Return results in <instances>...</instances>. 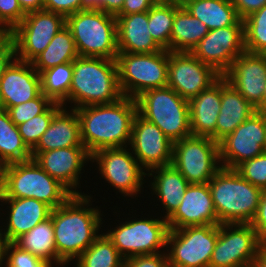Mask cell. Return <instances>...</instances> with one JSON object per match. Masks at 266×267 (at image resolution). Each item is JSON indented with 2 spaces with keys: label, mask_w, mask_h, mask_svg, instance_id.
I'll list each match as a JSON object with an SVG mask.
<instances>
[{
  "label": "cell",
  "mask_w": 266,
  "mask_h": 267,
  "mask_svg": "<svg viewBox=\"0 0 266 267\" xmlns=\"http://www.w3.org/2000/svg\"><path fill=\"white\" fill-rule=\"evenodd\" d=\"M76 112L81 142L90 155L130 143L133 121L138 113L136 99L123 96L114 103L83 106Z\"/></svg>",
  "instance_id": "1"
},
{
  "label": "cell",
  "mask_w": 266,
  "mask_h": 267,
  "mask_svg": "<svg viewBox=\"0 0 266 267\" xmlns=\"http://www.w3.org/2000/svg\"><path fill=\"white\" fill-rule=\"evenodd\" d=\"M90 199L85 194L72 195L51 211L59 265L77 259L99 236L102 218L99 209L88 208Z\"/></svg>",
  "instance_id": "2"
},
{
  "label": "cell",
  "mask_w": 266,
  "mask_h": 267,
  "mask_svg": "<svg viewBox=\"0 0 266 267\" xmlns=\"http://www.w3.org/2000/svg\"><path fill=\"white\" fill-rule=\"evenodd\" d=\"M121 97L116 59L78 56L73 61L69 90V102L75 105L73 109L111 104Z\"/></svg>",
  "instance_id": "3"
},
{
  "label": "cell",
  "mask_w": 266,
  "mask_h": 267,
  "mask_svg": "<svg viewBox=\"0 0 266 267\" xmlns=\"http://www.w3.org/2000/svg\"><path fill=\"white\" fill-rule=\"evenodd\" d=\"M220 224L251 223L262 189L245 180L235 169L221 167L208 182Z\"/></svg>",
  "instance_id": "4"
},
{
  "label": "cell",
  "mask_w": 266,
  "mask_h": 267,
  "mask_svg": "<svg viewBox=\"0 0 266 267\" xmlns=\"http://www.w3.org/2000/svg\"><path fill=\"white\" fill-rule=\"evenodd\" d=\"M72 195L33 158L2 166L0 198H35L54 209L64 204Z\"/></svg>",
  "instance_id": "5"
},
{
  "label": "cell",
  "mask_w": 266,
  "mask_h": 267,
  "mask_svg": "<svg viewBox=\"0 0 266 267\" xmlns=\"http://www.w3.org/2000/svg\"><path fill=\"white\" fill-rule=\"evenodd\" d=\"M79 56L116 59V17L101 10H81L66 18Z\"/></svg>",
  "instance_id": "6"
},
{
  "label": "cell",
  "mask_w": 266,
  "mask_h": 267,
  "mask_svg": "<svg viewBox=\"0 0 266 267\" xmlns=\"http://www.w3.org/2000/svg\"><path fill=\"white\" fill-rule=\"evenodd\" d=\"M138 113L157 125L173 143L191 136L189 101L173 89H150L136 98Z\"/></svg>",
  "instance_id": "7"
},
{
  "label": "cell",
  "mask_w": 266,
  "mask_h": 267,
  "mask_svg": "<svg viewBox=\"0 0 266 267\" xmlns=\"http://www.w3.org/2000/svg\"><path fill=\"white\" fill-rule=\"evenodd\" d=\"M118 84L123 96L136 99L143 92L167 86L169 51L119 52L116 57Z\"/></svg>",
  "instance_id": "8"
},
{
  "label": "cell",
  "mask_w": 266,
  "mask_h": 267,
  "mask_svg": "<svg viewBox=\"0 0 266 267\" xmlns=\"http://www.w3.org/2000/svg\"><path fill=\"white\" fill-rule=\"evenodd\" d=\"M219 163V144L211 137L191 135L173 143L171 164L190 184L208 183Z\"/></svg>",
  "instance_id": "9"
},
{
  "label": "cell",
  "mask_w": 266,
  "mask_h": 267,
  "mask_svg": "<svg viewBox=\"0 0 266 267\" xmlns=\"http://www.w3.org/2000/svg\"><path fill=\"white\" fill-rule=\"evenodd\" d=\"M218 238V225L170 229L166 245L169 267H209Z\"/></svg>",
  "instance_id": "10"
},
{
  "label": "cell",
  "mask_w": 266,
  "mask_h": 267,
  "mask_svg": "<svg viewBox=\"0 0 266 267\" xmlns=\"http://www.w3.org/2000/svg\"><path fill=\"white\" fill-rule=\"evenodd\" d=\"M264 245L250 223L219 224L209 267H250Z\"/></svg>",
  "instance_id": "11"
},
{
  "label": "cell",
  "mask_w": 266,
  "mask_h": 267,
  "mask_svg": "<svg viewBox=\"0 0 266 267\" xmlns=\"http://www.w3.org/2000/svg\"><path fill=\"white\" fill-rule=\"evenodd\" d=\"M167 219H141L127 221L106 233L119 254L124 258L136 255L160 253V248L167 247L169 233Z\"/></svg>",
  "instance_id": "12"
},
{
  "label": "cell",
  "mask_w": 266,
  "mask_h": 267,
  "mask_svg": "<svg viewBox=\"0 0 266 267\" xmlns=\"http://www.w3.org/2000/svg\"><path fill=\"white\" fill-rule=\"evenodd\" d=\"M65 26L66 18L55 12L43 9L26 13L21 23L11 31L16 59L31 62Z\"/></svg>",
  "instance_id": "13"
},
{
  "label": "cell",
  "mask_w": 266,
  "mask_h": 267,
  "mask_svg": "<svg viewBox=\"0 0 266 267\" xmlns=\"http://www.w3.org/2000/svg\"><path fill=\"white\" fill-rule=\"evenodd\" d=\"M265 135L266 113L256 111L218 142L221 167L235 169L242 162L263 154Z\"/></svg>",
  "instance_id": "14"
},
{
  "label": "cell",
  "mask_w": 266,
  "mask_h": 267,
  "mask_svg": "<svg viewBox=\"0 0 266 267\" xmlns=\"http://www.w3.org/2000/svg\"><path fill=\"white\" fill-rule=\"evenodd\" d=\"M167 76V86L190 101L222 75L212 66L202 63L191 52L169 51Z\"/></svg>",
  "instance_id": "15"
},
{
  "label": "cell",
  "mask_w": 266,
  "mask_h": 267,
  "mask_svg": "<svg viewBox=\"0 0 266 267\" xmlns=\"http://www.w3.org/2000/svg\"><path fill=\"white\" fill-rule=\"evenodd\" d=\"M245 51L244 21L240 20L234 26L209 30L191 53L223 75Z\"/></svg>",
  "instance_id": "16"
},
{
  "label": "cell",
  "mask_w": 266,
  "mask_h": 267,
  "mask_svg": "<svg viewBox=\"0 0 266 267\" xmlns=\"http://www.w3.org/2000/svg\"><path fill=\"white\" fill-rule=\"evenodd\" d=\"M127 147L105 148L91 155L92 162L97 161L99 171L124 196H134L143 187V176L147 174Z\"/></svg>",
  "instance_id": "17"
},
{
  "label": "cell",
  "mask_w": 266,
  "mask_h": 267,
  "mask_svg": "<svg viewBox=\"0 0 266 267\" xmlns=\"http://www.w3.org/2000/svg\"><path fill=\"white\" fill-rule=\"evenodd\" d=\"M132 154L148 172L172 163L173 142L154 123L135 115L130 144Z\"/></svg>",
  "instance_id": "18"
},
{
  "label": "cell",
  "mask_w": 266,
  "mask_h": 267,
  "mask_svg": "<svg viewBox=\"0 0 266 267\" xmlns=\"http://www.w3.org/2000/svg\"><path fill=\"white\" fill-rule=\"evenodd\" d=\"M257 111L262 112L266 54L243 52L222 75Z\"/></svg>",
  "instance_id": "19"
},
{
  "label": "cell",
  "mask_w": 266,
  "mask_h": 267,
  "mask_svg": "<svg viewBox=\"0 0 266 267\" xmlns=\"http://www.w3.org/2000/svg\"><path fill=\"white\" fill-rule=\"evenodd\" d=\"M35 162L52 178L58 180L73 195H82L76 189L79 175L86 161H91V155L85 146H73L54 149L47 152H31Z\"/></svg>",
  "instance_id": "20"
},
{
  "label": "cell",
  "mask_w": 266,
  "mask_h": 267,
  "mask_svg": "<svg viewBox=\"0 0 266 267\" xmlns=\"http://www.w3.org/2000/svg\"><path fill=\"white\" fill-rule=\"evenodd\" d=\"M169 229L219 225L208 183L189 184L175 212L167 219Z\"/></svg>",
  "instance_id": "21"
},
{
  "label": "cell",
  "mask_w": 266,
  "mask_h": 267,
  "mask_svg": "<svg viewBox=\"0 0 266 267\" xmlns=\"http://www.w3.org/2000/svg\"><path fill=\"white\" fill-rule=\"evenodd\" d=\"M41 92V77L31 62L15 59L0 81V108L8 110L36 98Z\"/></svg>",
  "instance_id": "22"
},
{
  "label": "cell",
  "mask_w": 266,
  "mask_h": 267,
  "mask_svg": "<svg viewBox=\"0 0 266 267\" xmlns=\"http://www.w3.org/2000/svg\"><path fill=\"white\" fill-rule=\"evenodd\" d=\"M118 52L155 53L163 50L148 29V12L116 15Z\"/></svg>",
  "instance_id": "23"
},
{
  "label": "cell",
  "mask_w": 266,
  "mask_h": 267,
  "mask_svg": "<svg viewBox=\"0 0 266 267\" xmlns=\"http://www.w3.org/2000/svg\"><path fill=\"white\" fill-rule=\"evenodd\" d=\"M0 201L10 203L7 228L4 229L10 243L49 218L52 211L49 205L35 198H0Z\"/></svg>",
  "instance_id": "24"
},
{
  "label": "cell",
  "mask_w": 266,
  "mask_h": 267,
  "mask_svg": "<svg viewBox=\"0 0 266 267\" xmlns=\"http://www.w3.org/2000/svg\"><path fill=\"white\" fill-rule=\"evenodd\" d=\"M257 110L221 76V109L217 118L216 130L210 136L219 142L232 133L241 123Z\"/></svg>",
  "instance_id": "25"
},
{
  "label": "cell",
  "mask_w": 266,
  "mask_h": 267,
  "mask_svg": "<svg viewBox=\"0 0 266 267\" xmlns=\"http://www.w3.org/2000/svg\"><path fill=\"white\" fill-rule=\"evenodd\" d=\"M62 106L53 116L50 126L31 152H47L54 149L84 146L80 137V122L76 109L67 112Z\"/></svg>",
  "instance_id": "26"
},
{
  "label": "cell",
  "mask_w": 266,
  "mask_h": 267,
  "mask_svg": "<svg viewBox=\"0 0 266 267\" xmlns=\"http://www.w3.org/2000/svg\"><path fill=\"white\" fill-rule=\"evenodd\" d=\"M191 134L210 137L221 109V77L189 101Z\"/></svg>",
  "instance_id": "27"
},
{
  "label": "cell",
  "mask_w": 266,
  "mask_h": 267,
  "mask_svg": "<svg viewBox=\"0 0 266 267\" xmlns=\"http://www.w3.org/2000/svg\"><path fill=\"white\" fill-rule=\"evenodd\" d=\"M147 175L154 176L151 189L161 200L166 210L164 218L168 219L178 208L190 183L172 164L153 168Z\"/></svg>",
  "instance_id": "28"
},
{
  "label": "cell",
  "mask_w": 266,
  "mask_h": 267,
  "mask_svg": "<svg viewBox=\"0 0 266 267\" xmlns=\"http://www.w3.org/2000/svg\"><path fill=\"white\" fill-rule=\"evenodd\" d=\"M181 5L208 30L234 26L241 20L231 0H181Z\"/></svg>",
  "instance_id": "29"
},
{
  "label": "cell",
  "mask_w": 266,
  "mask_h": 267,
  "mask_svg": "<svg viewBox=\"0 0 266 267\" xmlns=\"http://www.w3.org/2000/svg\"><path fill=\"white\" fill-rule=\"evenodd\" d=\"M208 31L206 25L192 16L181 3H175V18L170 37V51L191 52Z\"/></svg>",
  "instance_id": "30"
},
{
  "label": "cell",
  "mask_w": 266,
  "mask_h": 267,
  "mask_svg": "<svg viewBox=\"0 0 266 267\" xmlns=\"http://www.w3.org/2000/svg\"><path fill=\"white\" fill-rule=\"evenodd\" d=\"M78 56L72 32L65 26L53 37L46 49L31 61V64L40 74L57 65L73 62Z\"/></svg>",
  "instance_id": "31"
},
{
  "label": "cell",
  "mask_w": 266,
  "mask_h": 267,
  "mask_svg": "<svg viewBox=\"0 0 266 267\" xmlns=\"http://www.w3.org/2000/svg\"><path fill=\"white\" fill-rule=\"evenodd\" d=\"M21 250L52 263H57V249L54 238L52 217L36 225L29 232L22 234L13 242Z\"/></svg>",
  "instance_id": "32"
},
{
  "label": "cell",
  "mask_w": 266,
  "mask_h": 267,
  "mask_svg": "<svg viewBox=\"0 0 266 267\" xmlns=\"http://www.w3.org/2000/svg\"><path fill=\"white\" fill-rule=\"evenodd\" d=\"M32 159L31 151L24 144L17 126L7 110L0 108V164L6 165Z\"/></svg>",
  "instance_id": "33"
},
{
  "label": "cell",
  "mask_w": 266,
  "mask_h": 267,
  "mask_svg": "<svg viewBox=\"0 0 266 267\" xmlns=\"http://www.w3.org/2000/svg\"><path fill=\"white\" fill-rule=\"evenodd\" d=\"M40 77L42 93L52 102L64 106L69 101V90L73 77V62L57 65L42 71Z\"/></svg>",
  "instance_id": "34"
},
{
  "label": "cell",
  "mask_w": 266,
  "mask_h": 267,
  "mask_svg": "<svg viewBox=\"0 0 266 267\" xmlns=\"http://www.w3.org/2000/svg\"><path fill=\"white\" fill-rule=\"evenodd\" d=\"M77 267H123L124 258L106 234H100L76 259Z\"/></svg>",
  "instance_id": "35"
},
{
  "label": "cell",
  "mask_w": 266,
  "mask_h": 267,
  "mask_svg": "<svg viewBox=\"0 0 266 267\" xmlns=\"http://www.w3.org/2000/svg\"><path fill=\"white\" fill-rule=\"evenodd\" d=\"M175 18L174 2H156L148 11V29L154 41L170 51V37Z\"/></svg>",
  "instance_id": "36"
},
{
  "label": "cell",
  "mask_w": 266,
  "mask_h": 267,
  "mask_svg": "<svg viewBox=\"0 0 266 267\" xmlns=\"http://www.w3.org/2000/svg\"><path fill=\"white\" fill-rule=\"evenodd\" d=\"M245 50L266 54V5L244 20Z\"/></svg>",
  "instance_id": "37"
},
{
  "label": "cell",
  "mask_w": 266,
  "mask_h": 267,
  "mask_svg": "<svg viewBox=\"0 0 266 267\" xmlns=\"http://www.w3.org/2000/svg\"><path fill=\"white\" fill-rule=\"evenodd\" d=\"M62 104L53 102L42 114L17 125L24 144L32 151L41 136L45 133L53 119L54 114L62 107Z\"/></svg>",
  "instance_id": "38"
},
{
  "label": "cell",
  "mask_w": 266,
  "mask_h": 267,
  "mask_svg": "<svg viewBox=\"0 0 266 267\" xmlns=\"http://www.w3.org/2000/svg\"><path fill=\"white\" fill-rule=\"evenodd\" d=\"M53 102L42 92L34 99L10 107L7 111L11 121L17 126L42 114Z\"/></svg>",
  "instance_id": "39"
},
{
  "label": "cell",
  "mask_w": 266,
  "mask_h": 267,
  "mask_svg": "<svg viewBox=\"0 0 266 267\" xmlns=\"http://www.w3.org/2000/svg\"><path fill=\"white\" fill-rule=\"evenodd\" d=\"M235 170L252 185L266 189V153L248 159L239 164Z\"/></svg>",
  "instance_id": "40"
},
{
  "label": "cell",
  "mask_w": 266,
  "mask_h": 267,
  "mask_svg": "<svg viewBox=\"0 0 266 267\" xmlns=\"http://www.w3.org/2000/svg\"><path fill=\"white\" fill-rule=\"evenodd\" d=\"M11 250V251H10ZM6 267H51L52 263L40 259L30 252L21 250L14 243H9L6 250Z\"/></svg>",
  "instance_id": "41"
},
{
  "label": "cell",
  "mask_w": 266,
  "mask_h": 267,
  "mask_svg": "<svg viewBox=\"0 0 266 267\" xmlns=\"http://www.w3.org/2000/svg\"><path fill=\"white\" fill-rule=\"evenodd\" d=\"M25 15L18 0H0V23L10 31L21 23Z\"/></svg>",
  "instance_id": "42"
},
{
  "label": "cell",
  "mask_w": 266,
  "mask_h": 267,
  "mask_svg": "<svg viewBox=\"0 0 266 267\" xmlns=\"http://www.w3.org/2000/svg\"><path fill=\"white\" fill-rule=\"evenodd\" d=\"M123 267H169L167 253L132 256L124 259Z\"/></svg>",
  "instance_id": "43"
},
{
  "label": "cell",
  "mask_w": 266,
  "mask_h": 267,
  "mask_svg": "<svg viewBox=\"0 0 266 267\" xmlns=\"http://www.w3.org/2000/svg\"><path fill=\"white\" fill-rule=\"evenodd\" d=\"M43 9L67 18L81 11V0H44Z\"/></svg>",
  "instance_id": "44"
},
{
  "label": "cell",
  "mask_w": 266,
  "mask_h": 267,
  "mask_svg": "<svg viewBox=\"0 0 266 267\" xmlns=\"http://www.w3.org/2000/svg\"><path fill=\"white\" fill-rule=\"evenodd\" d=\"M250 224L259 239L266 244V189L262 191L257 212Z\"/></svg>",
  "instance_id": "45"
},
{
  "label": "cell",
  "mask_w": 266,
  "mask_h": 267,
  "mask_svg": "<svg viewBox=\"0 0 266 267\" xmlns=\"http://www.w3.org/2000/svg\"><path fill=\"white\" fill-rule=\"evenodd\" d=\"M236 13L241 20H244L253 12L260 10L266 5V0H231Z\"/></svg>",
  "instance_id": "46"
},
{
  "label": "cell",
  "mask_w": 266,
  "mask_h": 267,
  "mask_svg": "<svg viewBox=\"0 0 266 267\" xmlns=\"http://www.w3.org/2000/svg\"><path fill=\"white\" fill-rule=\"evenodd\" d=\"M16 59V52L13 39L10 37L0 47V81L5 73V70Z\"/></svg>",
  "instance_id": "47"
},
{
  "label": "cell",
  "mask_w": 266,
  "mask_h": 267,
  "mask_svg": "<svg viewBox=\"0 0 266 267\" xmlns=\"http://www.w3.org/2000/svg\"><path fill=\"white\" fill-rule=\"evenodd\" d=\"M156 0H124L123 7L117 15L148 12Z\"/></svg>",
  "instance_id": "48"
},
{
  "label": "cell",
  "mask_w": 266,
  "mask_h": 267,
  "mask_svg": "<svg viewBox=\"0 0 266 267\" xmlns=\"http://www.w3.org/2000/svg\"><path fill=\"white\" fill-rule=\"evenodd\" d=\"M124 0H100V10L116 16L122 9Z\"/></svg>",
  "instance_id": "49"
},
{
  "label": "cell",
  "mask_w": 266,
  "mask_h": 267,
  "mask_svg": "<svg viewBox=\"0 0 266 267\" xmlns=\"http://www.w3.org/2000/svg\"><path fill=\"white\" fill-rule=\"evenodd\" d=\"M18 3L25 13L43 10L44 0H18Z\"/></svg>",
  "instance_id": "50"
},
{
  "label": "cell",
  "mask_w": 266,
  "mask_h": 267,
  "mask_svg": "<svg viewBox=\"0 0 266 267\" xmlns=\"http://www.w3.org/2000/svg\"><path fill=\"white\" fill-rule=\"evenodd\" d=\"M0 267H2V262H4L3 260H5L6 258V250H7V246L10 243L7 239V237L5 236V232H2L3 230L0 229Z\"/></svg>",
  "instance_id": "51"
},
{
  "label": "cell",
  "mask_w": 266,
  "mask_h": 267,
  "mask_svg": "<svg viewBox=\"0 0 266 267\" xmlns=\"http://www.w3.org/2000/svg\"><path fill=\"white\" fill-rule=\"evenodd\" d=\"M252 267H266V244L258 251Z\"/></svg>",
  "instance_id": "52"
},
{
  "label": "cell",
  "mask_w": 266,
  "mask_h": 267,
  "mask_svg": "<svg viewBox=\"0 0 266 267\" xmlns=\"http://www.w3.org/2000/svg\"><path fill=\"white\" fill-rule=\"evenodd\" d=\"M81 10H100V0H81Z\"/></svg>",
  "instance_id": "53"
},
{
  "label": "cell",
  "mask_w": 266,
  "mask_h": 267,
  "mask_svg": "<svg viewBox=\"0 0 266 267\" xmlns=\"http://www.w3.org/2000/svg\"><path fill=\"white\" fill-rule=\"evenodd\" d=\"M11 37V31L0 23V47Z\"/></svg>",
  "instance_id": "54"
},
{
  "label": "cell",
  "mask_w": 266,
  "mask_h": 267,
  "mask_svg": "<svg viewBox=\"0 0 266 267\" xmlns=\"http://www.w3.org/2000/svg\"><path fill=\"white\" fill-rule=\"evenodd\" d=\"M262 112L266 113V80H265V90L262 99Z\"/></svg>",
  "instance_id": "55"
},
{
  "label": "cell",
  "mask_w": 266,
  "mask_h": 267,
  "mask_svg": "<svg viewBox=\"0 0 266 267\" xmlns=\"http://www.w3.org/2000/svg\"><path fill=\"white\" fill-rule=\"evenodd\" d=\"M156 2H174V3H181V0H156Z\"/></svg>",
  "instance_id": "56"
},
{
  "label": "cell",
  "mask_w": 266,
  "mask_h": 267,
  "mask_svg": "<svg viewBox=\"0 0 266 267\" xmlns=\"http://www.w3.org/2000/svg\"><path fill=\"white\" fill-rule=\"evenodd\" d=\"M1 180H2V165L0 164V194H1Z\"/></svg>",
  "instance_id": "57"
},
{
  "label": "cell",
  "mask_w": 266,
  "mask_h": 267,
  "mask_svg": "<svg viewBox=\"0 0 266 267\" xmlns=\"http://www.w3.org/2000/svg\"><path fill=\"white\" fill-rule=\"evenodd\" d=\"M264 152L266 153V135H265Z\"/></svg>",
  "instance_id": "58"
}]
</instances>
